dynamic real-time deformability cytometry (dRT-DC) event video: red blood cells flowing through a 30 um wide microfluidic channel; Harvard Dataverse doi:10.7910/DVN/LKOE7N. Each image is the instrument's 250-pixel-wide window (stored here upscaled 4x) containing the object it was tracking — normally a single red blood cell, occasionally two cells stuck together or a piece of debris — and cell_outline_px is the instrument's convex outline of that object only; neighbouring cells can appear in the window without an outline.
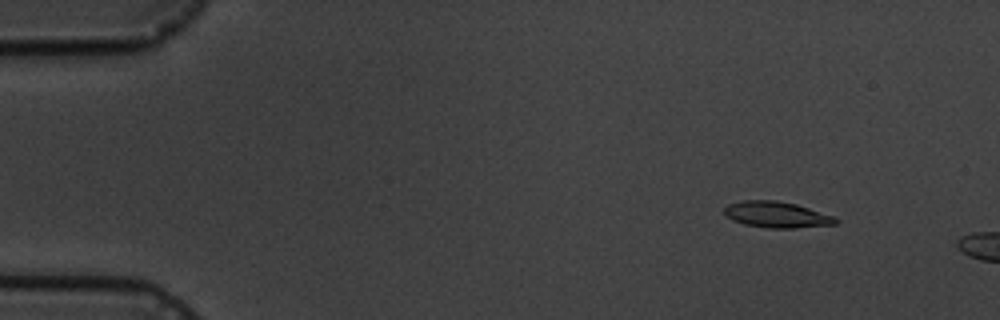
{"species": "common noctule bat (a hibernating species)", "species_latin": "Nyctalus noctula", "temperature_condition": "cold", "stored_images_in_passage": 4, "camera_frame_rate_fps": 3000, "um_per_image_px": 0.085, "animal": {"sex": "male", "body_mass_g": 19.5, "forearm_length_mm": 54.6}, "frame": {"image": 1, "passage_image": 2, "time_ms": 1.333, "image_size_px": [1000, 320], "cell_outline_px": [[840, 220], [836, 224], [792, 228], [768, 228], [744, 224], [732, 220], [724, 216], [724, 208], [728, 204], [744, 200], [776, 200], [796, 204], [836, 216]], "centroid_in_image_um": [66.02, 18.24], "position_along_channel_um": 19.0, "area_um2": 17.11}}